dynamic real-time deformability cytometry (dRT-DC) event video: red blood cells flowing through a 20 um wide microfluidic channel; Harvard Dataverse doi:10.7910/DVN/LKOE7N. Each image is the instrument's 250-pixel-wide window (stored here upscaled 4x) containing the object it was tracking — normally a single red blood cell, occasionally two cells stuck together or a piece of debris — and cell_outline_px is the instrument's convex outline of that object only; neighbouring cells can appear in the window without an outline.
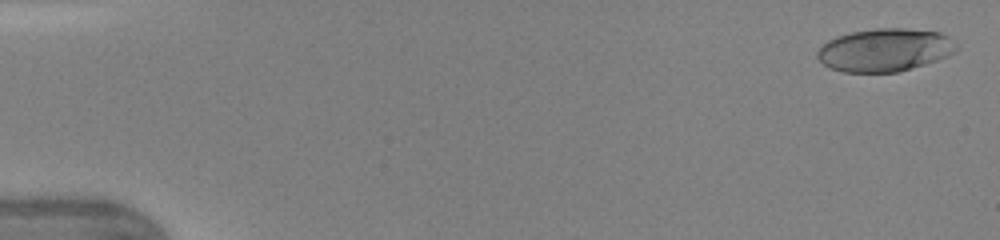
{"species": "human", "species_latin": "Homo sapiens", "temperature_condition": "warm", "stored_images_in_passage": 47, "camera_frame_rate_fps": 3000, "um_per_image_px": 0.085, "donor": {"sex": "female"}, "frame": {"image": 1, "passage_image": 2, "time_ms": 0.333, "image_size_px": [1000, 240], "cell_outline_px": [[956, 48], [948, 56], [924, 64], [896, 72], [844, 72], [832, 68], [824, 64], [816, 56], [816, 52], [828, 40], [836, 36], [852, 32], [876, 28], [904, 28], [940, 32], [948, 36], [956, 44]], "centroid_in_image_um": [75.19, 4.24], "position_along_channel_um": 9.8, "area_um2": 34.51}}
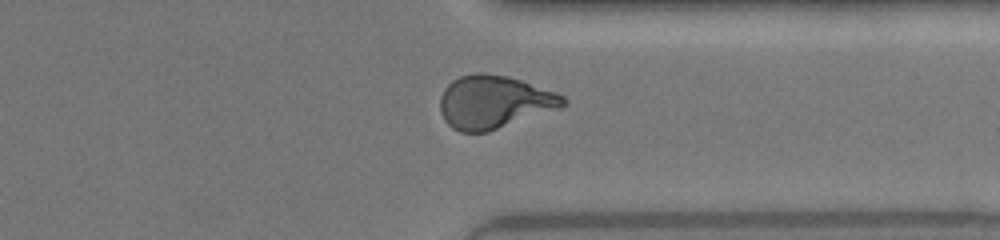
{"frame": {"image": 2, "passage_image": 37, "time_ms": 12.0, "image_size_px": [1000, 240], "cell_outline_px": [[568, 104], [564, 108], [488, 132], [460, 132], [452, 128], [444, 120], [440, 112], [440, 96], [444, 88], [452, 80], [460, 76], [476, 72], [484, 72], [508, 76], [556, 92], [564, 96], [568, 100]], "centroid_in_image_um": [42.03, 8.68], "position_along_channel_um": 369.4, "area_um2": 38.73}}
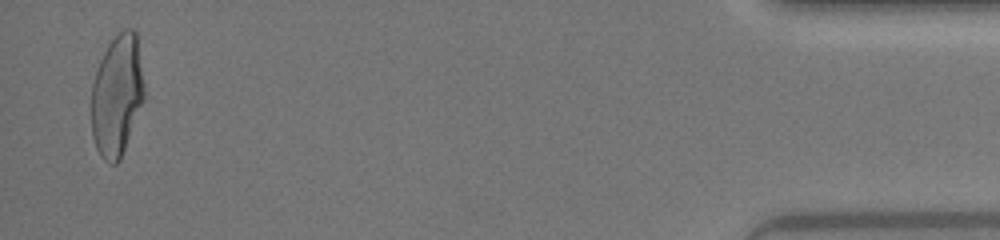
{"frame": {"image": 3, "passage_image": 46, "time_ms": 15.0, "image_size_px": [1000, 240], "cell_outline_px": [[144, 100], [120, 160], [116, 164], [112, 164], [104, 160], [100, 156], [96, 148], [92, 136], [92, 84], [100, 60], [108, 44], [124, 28], [132, 28], [136, 32], [144, 84]], "centroid_in_image_um": [9.95, 8.13], "position_along_channel_um": 425.3, "area_um2": 37.22}, "authors_computed_cell_mechanics": {"area_um2": 37.1076, "velocity_mm_per_s": 4.3807, "shape_relaxation_time_tau1_ms": 5.3695, "shape_relaxation_time_tau2_ms": 0.7731, "deformation_change_tau1": 0.2502, "deformation_change_tau2": 0.0772}}